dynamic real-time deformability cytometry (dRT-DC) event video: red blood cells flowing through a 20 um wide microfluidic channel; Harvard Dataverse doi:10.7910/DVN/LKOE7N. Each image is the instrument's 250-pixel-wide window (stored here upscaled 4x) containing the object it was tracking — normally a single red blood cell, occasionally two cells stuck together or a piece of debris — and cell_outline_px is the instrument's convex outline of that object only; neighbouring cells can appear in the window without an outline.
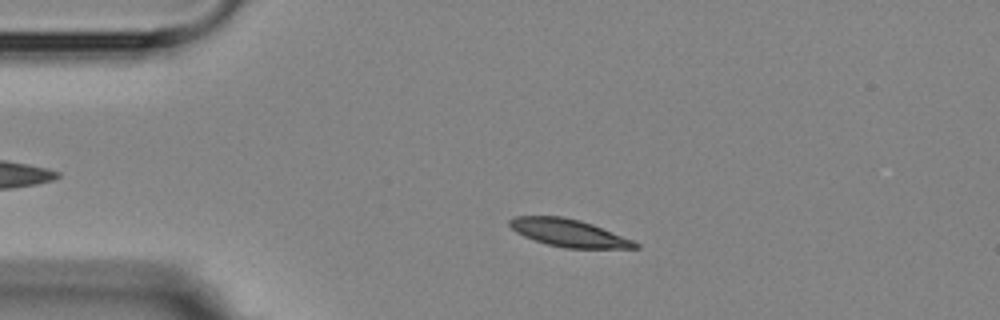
{"species": "Egyptian fruit bat (a non-hibernating species)", "species_latin": "Rousettus aegyptiacus", "temperature_condition": "room temperature", "stored_images_in_passage": 7, "camera_frame_rate_fps": 3000, "um_per_image_px": 0.085, "animal": {"sex": "female"}, "frame": {"image": 1, "passage_image": 2, "time_ms": 1.333, "image_size_px": [1000, 320], "cell_outline_px": [[640, 248], [564, 248], [548, 244], [524, 236], [516, 232], [508, 224], [508, 220], [516, 216], [564, 216], [580, 220], [592, 224], [632, 240], [640, 244]], "centroid_in_image_um": [48.33, 19.79], "position_along_channel_um": 36.7, "area_um2": 19.94}}
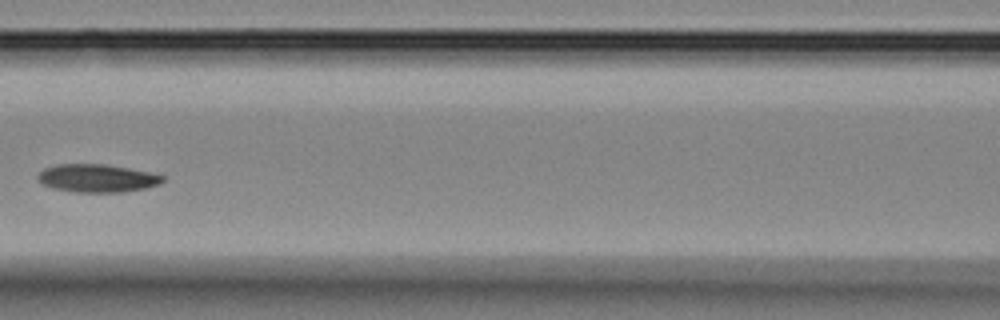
{"frame": {"image": 2, "passage_image": 6, "time_ms": 5.667, "image_size_px": [1000, 320], "cell_outline_px": [[164, 180], [160, 184], [144, 188], [124, 192], [76, 192], [52, 188], [40, 184], [36, 180], [36, 176], [44, 168], [56, 164], [104, 164], [128, 168], [148, 172], [164, 176]], "centroid_in_image_um": [8.19, 15.15], "position_along_channel_um": 158.4, "area_um2": 20.46}}
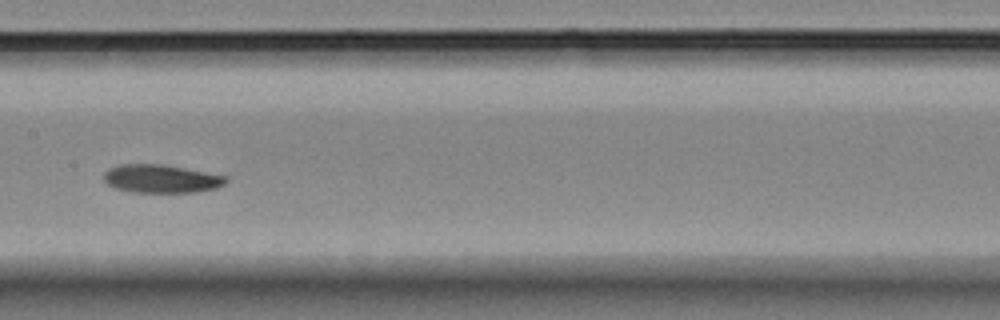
{"frame": {"image": 3, "passage_image": 7, "time_ms": 6.667, "image_size_px": [1000, 320], "cell_outline_px": [[228, 180], [224, 184], [216, 188], [196, 192], [132, 192], [116, 188], [108, 184], [104, 180], [104, 172], [108, 168], [120, 164], [160, 164], [184, 168], [228, 176]], "centroid_in_image_um": [13.7, 15.19], "position_along_channel_um": 193.7, "area_um2": 20.06}}